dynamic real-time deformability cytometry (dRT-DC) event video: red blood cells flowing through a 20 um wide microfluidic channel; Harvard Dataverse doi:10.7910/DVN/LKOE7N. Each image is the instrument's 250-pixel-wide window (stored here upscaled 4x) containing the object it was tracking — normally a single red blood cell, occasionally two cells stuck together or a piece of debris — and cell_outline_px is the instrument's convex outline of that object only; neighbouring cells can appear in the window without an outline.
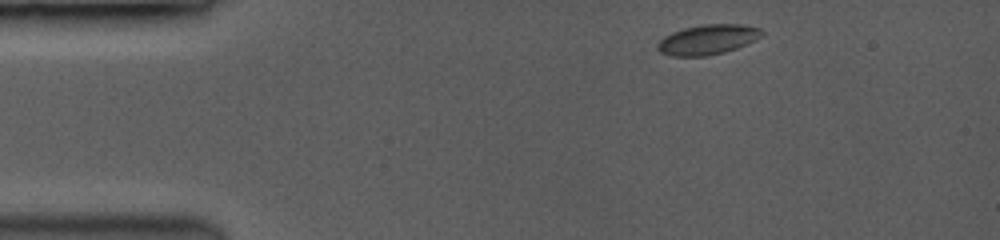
{"species": "common noctule bat (a hibernating species)", "species_latin": "Nyctalus noctula", "temperature_condition": "room temperature", "stored_images_in_passage": 60, "camera_frame_rate_fps": 3500, "um_per_image_px": 0.085, "animal": {"sex": "female", "body_mass_g": 19.0, "forearm_length_mm": 53.3}, "frame": {"image": 1, "passage_image": 1, "time_ms": 0.0, "image_size_px": [1000, 240], "cell_outline_px": [[764, 32], [760, 36], [736, 48], [724, 52], [704, 56], [672, 56], [660, 52], [656, 48], [656, 44], [664, 36], [672, 32], [684, 28], [708, 24], [740, 24], [760, 28]], "centroid_in_image_um": [60.1, 3.36], "position_along_channel_um": 24.9, "area_um2": 17.92}}
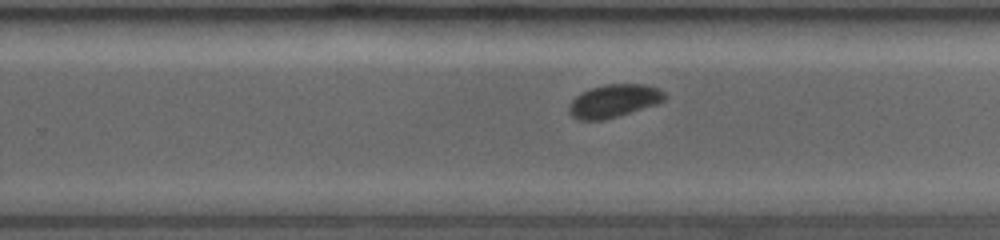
{"frame": {"image": 2, "passage_image": 32, "time_ms": 8.0, "image_size_px": [1000, 240], "cell_outline_px": [[664, 100], [656, 104], [604, 120], [580, 120], [572, 116], [568, 112], [568, 108], [572, 100], [576, 96], [592, 88], [608, 84], [644, 84], [656, 88], [664, 92]], "centroid_in_image_um": [52.15, 8.58], "position_along_channel_um": 277.6, "area_um2": 17.98}}
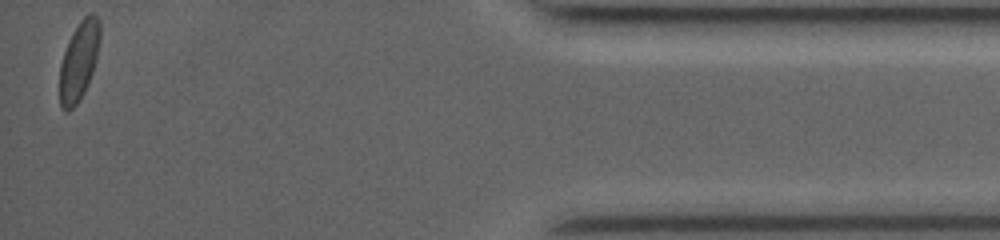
{"frame": {"image": 3, "passage_image": 60, "time_ms": 13.143, "image_size_px": [1000, 240], "cell_outline_px": [[100, 40], [92, 72], [88, 84], [80, 100], [68, 112], [64, 112], [60, 108], [60, 64], [68, 40], [72, 32], [80, 20], [88, 12], [92, 12], [100, 20]], "centroid_in_image_um": [6.7, 5.17], "position_along_channel_um": 428.5, "area_um2": 18.67}, "authors_computed_cell_mechanics": {"area_um2": 18.2648, "velocity_mm_per_s": 4.039, "shape_relaxation_time_tau1_ms": 3.2992, "shape_relaxation_time_tau2_ms": null, "deformation_change_tau1": 0.089, "deformation_change_tau2": null}}